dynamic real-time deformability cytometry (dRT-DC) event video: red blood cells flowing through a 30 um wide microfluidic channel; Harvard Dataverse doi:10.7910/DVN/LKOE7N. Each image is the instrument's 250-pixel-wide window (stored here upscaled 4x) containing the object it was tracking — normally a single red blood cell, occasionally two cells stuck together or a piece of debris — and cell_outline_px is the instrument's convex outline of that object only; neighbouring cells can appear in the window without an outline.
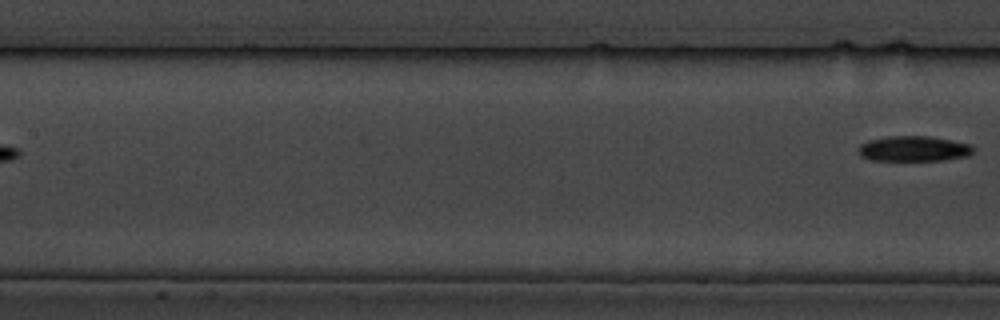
{"species": "common noctule bat (a hibernating species)", "species_latin": "Nyctalus noctula", "temperature_condition": "cold", "stored_images_in_passage": 9, "segment_of_instrument_passage": [2, 2], "camera_frame_rate_fps": 3000, "um_per_image_px": 0.085, "animal": {"sex": "male", "body_mass_g": 19.5, "forearm_length_mm": 54.6}, "frame": {"image": 1, "passage_image": 9, "time_ms": 9.667, "image_size_px": [1000, 320], "cell_outline_px": [[972, 152], [968, 156], [940, 160], [872, 160], [860, 156], [860, 144], [868, 140], [888, 136], [928, 136], [952, 140], [972, 144]], "centroid_in_image_um": [77.67, 12.63], "position_along_channel_um": 129.7, "area_um2": 16.82}}